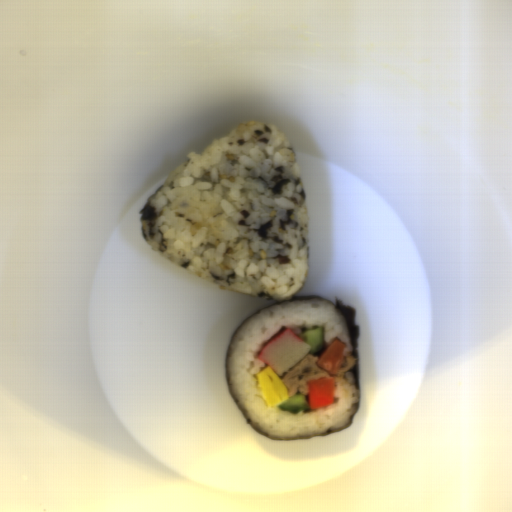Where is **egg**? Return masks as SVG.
<instances>
[{
	"instance_id": "egg-1",
	"label": "egg",
	"mask_w": 512,
	"mask_h": 512,
	"mask_svg": "<svg viewBox=\"0 0 512 512\" xmlns=\"http://www.w3.org/2000/svg\"><path fill=\"white\" fill-rule=\"evenodd\" d=\"M254 377L268 407L278 405L290 397L288 396L289 388L283 383L282 375L268 366Z\"/></svg>"
}]
</instances>
